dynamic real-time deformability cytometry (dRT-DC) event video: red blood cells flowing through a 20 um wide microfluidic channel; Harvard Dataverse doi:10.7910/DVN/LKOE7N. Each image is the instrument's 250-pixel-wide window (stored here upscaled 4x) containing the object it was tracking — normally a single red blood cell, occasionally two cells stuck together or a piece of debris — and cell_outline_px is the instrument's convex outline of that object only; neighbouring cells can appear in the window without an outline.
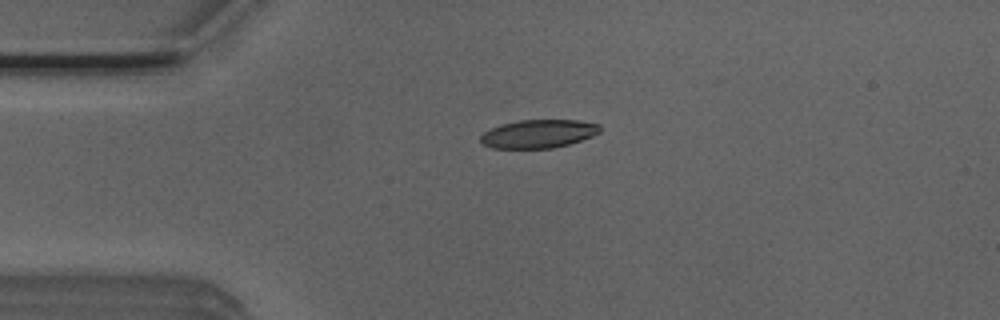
{"species": "Egyptian fruit bat (a non-hibernating species)", "species_latin": "Rousettus aegyptiacus", "temperature_condition": "room temperature", "stored_images_in_passage": 21, "camera_frame_rate_fps": 3000, "um_per_image_px": 0.085, "animal": {"sex": "male"}, "frame": {"image": 1, "passage_image": 1, "time_ms": 0.0, "image_size_px": [1000, 320], "cell_outline_px": [[600, 132], [592, 136], [568, 144], [552, 148], [492, 148], [484, 144], [480, 140], [480, 136], [484, 132], [500, 124], [520, 120], [580, 120], [600, 124]], "centroid_in_image_um": [45.77, 11.36], "position_along_channel_um": 39.2, "area_um2": 19.65}}
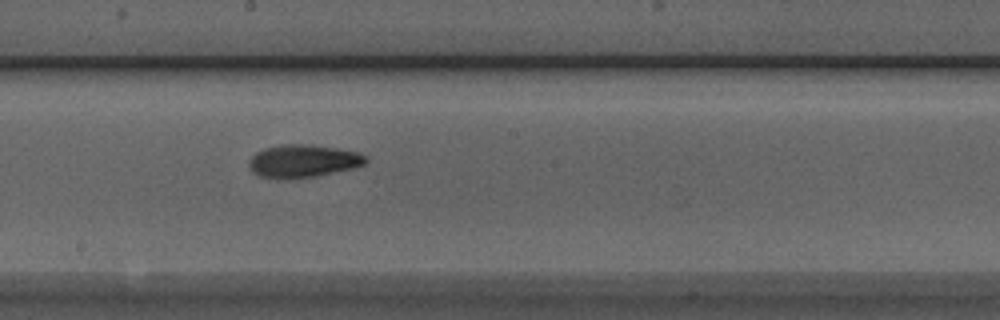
{"frame": {"image": 2, "passage_image": 17, "time_ms": 5.333, "image_size_px": [1000, 320], "cell_outline_px": [[368, 160], [364, 164], [356, 168], [316, 176], [288, 180], [276, 180], [260, 176], [252, 172], [248, 164], [248, 160], [256, 152], [264, 148], [284, 144], [308, 144], [336, 148], [360, 152], [368, 156]], "centroid_in_image_um": [25.76, 13.71], "position_along_channel_um": 222.4, "area_um2": 22.89}}
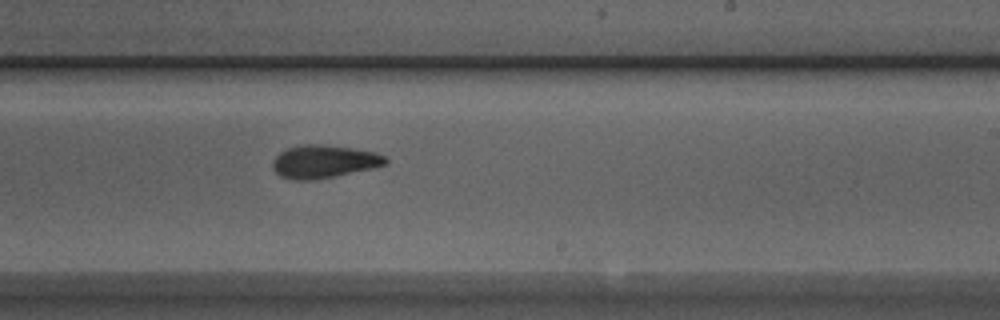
{"frame": {"image": 3, "passage_image": 20, "time_ms": 6.333, "image_size_px": [1000, 320], "cell_outline_px": [[388, 164], [372, 168], [336, 176], [316, 180], [292, 180], [280, 176], [272, 168], [272, 160], [280, 152], [288, 148], [304, 144], [324, 144], [352, 148], [376, 152], [384, 156], [388, 160]], "centroid_in_image_um": [27.52, 13.74], "position_along_channel_um": 261.5, "area_um2": 21.85}}